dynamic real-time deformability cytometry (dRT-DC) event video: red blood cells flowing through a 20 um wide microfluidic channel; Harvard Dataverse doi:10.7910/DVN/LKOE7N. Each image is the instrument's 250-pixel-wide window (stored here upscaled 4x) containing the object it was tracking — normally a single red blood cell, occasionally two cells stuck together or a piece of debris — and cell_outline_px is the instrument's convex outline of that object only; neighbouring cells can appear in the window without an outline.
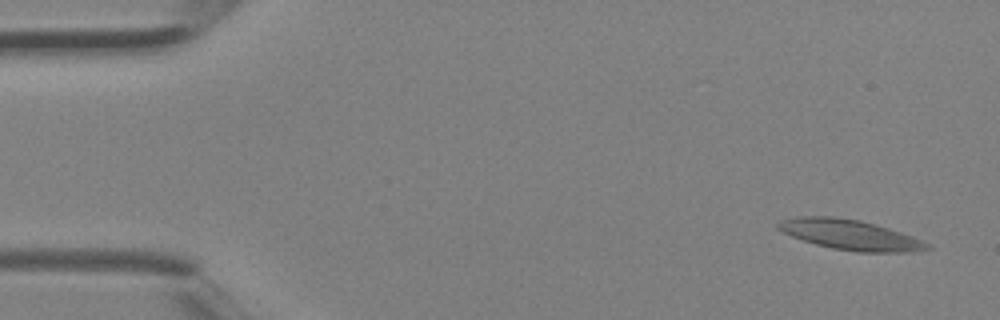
{"species": "Egyptian fruit bat (a non-hibernating species)", "species_latin": "Rousettus aegyptiacus", "temperature_condition": "room temperature", "stored_images_in_passage": 4, "camera_frame_rate_fps": 3000, "um_per_image_px": 0.085, "animal": {"sex": "female"}, "frame": {"image": 1, "passage_image": 1, "time_ms": 0.0, "image_size_px": [1000, 320], "cell_outline_px": [[932, 248], [912, 252], [856, 252], [832, 248], [816, 244], [792, 236], [776, 228], [776, 224], [780, 220], [796, 216], [836, 216], [860, 220], [888, 228], [912, 236], [932, 244]], "centroid_in_image_um": [72.27, 19.95], "position_along_channel_um": 12.7, "area_um2": 26.24}}
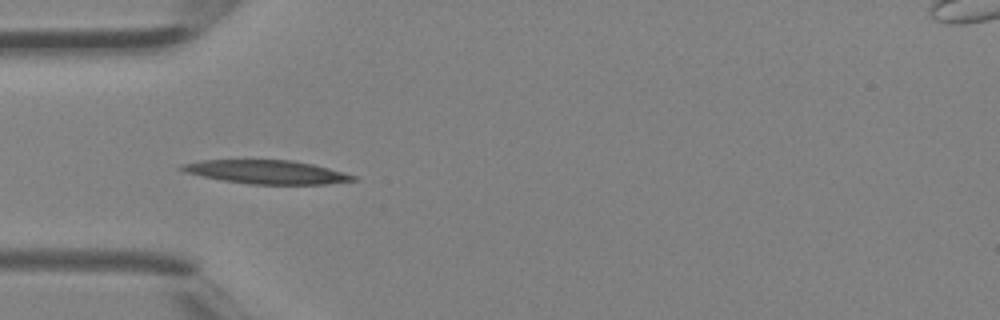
{"frame": {"image": 2, "passage_image": 4, "time_ms": 1.0, "image_size_px": [1000, 320], "cell_outline_px": [[360, 180], [328, 184], [248, 184], [224, 180], [184, 172], [176, 168], [180, 164], [200, 160], [292, 160], [312, 164], [344, 172], [356, 176]], "centroid_in_image_um": [22.66, 14.62], "position_along_channel_um": 62.3, "area_um2": 23.64}}